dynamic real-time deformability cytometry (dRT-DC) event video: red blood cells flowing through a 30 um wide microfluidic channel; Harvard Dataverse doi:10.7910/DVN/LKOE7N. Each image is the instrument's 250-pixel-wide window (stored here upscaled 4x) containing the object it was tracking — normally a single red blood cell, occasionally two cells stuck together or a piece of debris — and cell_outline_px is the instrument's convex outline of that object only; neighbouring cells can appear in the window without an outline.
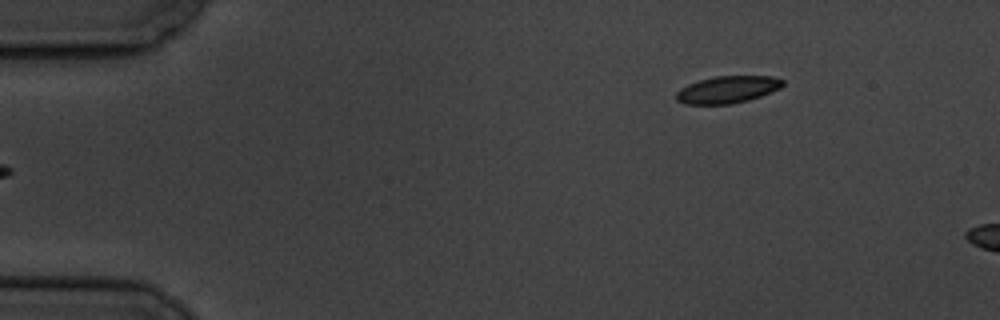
{"species": "common noctule bat (a hibernating species)", "species_latin": "Nyctalus noctula", "temperature_condition": "cold", "stored_images_in_passage": 4, "segment_of_instrument_passage": [2, 2], "camera_frame_rate_fps": 3000, "um_per_image_px": 0.085, "animal": {"sex": "male", "body_mass_g": 19.5, "forearm_length_mm": 54.6}, "frame": {"image": 1, "passage_image": 4, "time_ms": 3.333, "image_size_px": [1000, 320], "cell_outline_px": [[784, 84], [780, 88], [772, 92], [748, 100], [732, 104], [684, 104], [676, 100], [676, 92], [680, 88], [688, 84], [700, 80], [716, 76], [772, 76], [784, 80]], "centroid_in_image_um": [61.84, 7.61], "position_along_channel_um": 23.2, "area_um2": 16.88}}